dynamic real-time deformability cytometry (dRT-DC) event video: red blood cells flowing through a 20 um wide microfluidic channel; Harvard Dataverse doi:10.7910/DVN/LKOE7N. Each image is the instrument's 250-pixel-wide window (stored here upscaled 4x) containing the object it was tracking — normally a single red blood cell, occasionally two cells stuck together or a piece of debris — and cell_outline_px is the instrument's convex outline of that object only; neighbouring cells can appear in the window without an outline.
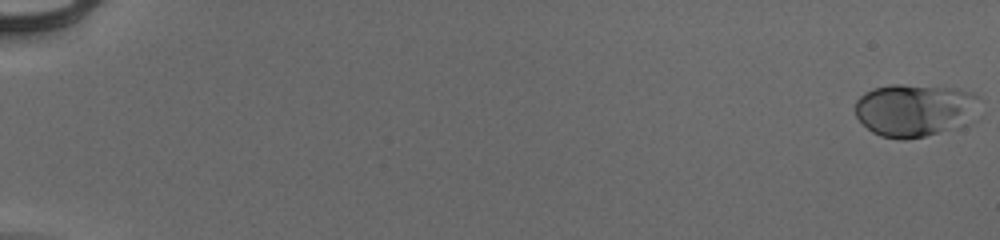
{"species": "human", "species_latin": "Homo sapiens", "temperature_condition": "cold", "stored_images_in_passage": 55, "camera_frame_rate_fps": 3000, "um_per_image_px": 0.085, "donor": {"sex": "male"}, "frame": {"image": 1, "passage_image": 1, "time_ms": 0.0, "image_size_px": [1000, 240], "cell_outline_px": [[976, 96], [968, 124], [924, 136], [904, 140], [900, 140], [880, 136], [872, 132], [856, 116], [856, 100], [864, 92], [872, 88], [892, 84], [904, 84], [956, 88], [972, 92]], "centroid_in_image_um": [77.66, 9.35], "position_along_channel_um": 7.3, "area_um2": 37.8}}
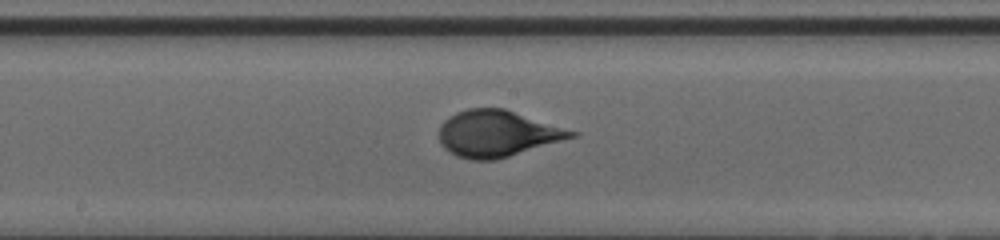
{"frame": {"image": 2, "passage_image": 32, "time_ms": 10.333, "image_size_px": [1000, 240], "cell_outline_px": [[580, 136], [508, 156], [492, 160], [468, 160], [456, 156], [444, 148], [440, 144], [440, 124], [448, 116], [456, 112], [468, 108], [504, 108], [580, 132]], "centroid_in_image_um": [42.29, 11.35], "position_along_channel_um": 205.9, "area_um2": 36.01}}
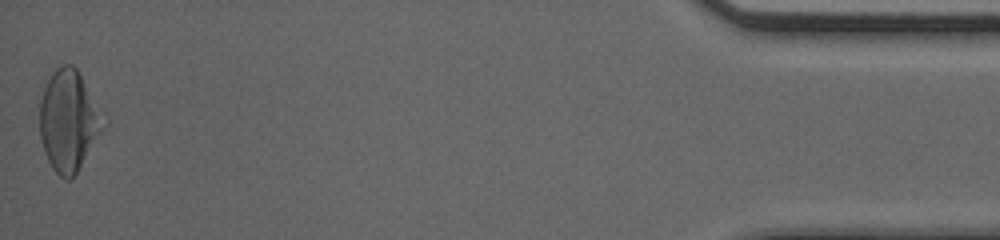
{"frame": {"image": 3, "passage_image": 55, "time_ms": 18.0, "image_size_px": [1000, 240], "cell_outline_px": [[108, 124], [72, 180], [64, 180], [52, 168], [44, 152], [40, 136], [40, 100], [44, 88], [52, 72], [56, 68], [64, 64], [72, 64], [76, 68]], "centroid_in_image_um": [5.84, 10.31], "position_along_channel_um": 429.4, "area_um2": 37.45}}